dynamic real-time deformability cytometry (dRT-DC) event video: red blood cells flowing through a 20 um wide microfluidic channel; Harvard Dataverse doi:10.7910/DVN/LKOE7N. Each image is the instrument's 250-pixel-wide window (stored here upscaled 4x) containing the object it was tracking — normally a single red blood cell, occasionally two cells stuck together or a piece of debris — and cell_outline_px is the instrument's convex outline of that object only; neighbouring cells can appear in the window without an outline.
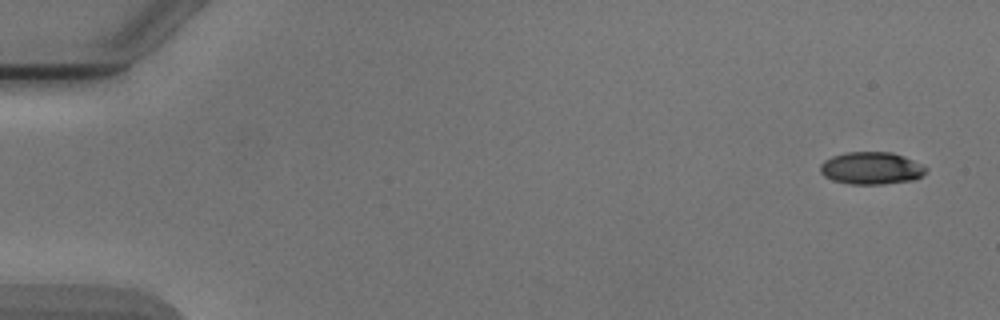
{"species": "Egyptian fruit bat (a non-hibernating species)", "species_latin": "Rousettus aegyptiacus", "temperature_condition": "cold", "stored_images_in_passage": 4, "camera_frame_rate_fps": 3000, "um_per_image_px": 0.085, "animal": {"sex": "male"}, "frame": {"image": 1, "passage_image": 1, "time_ms": 0.0, "image_size_px": [1000, 320], "cell_outline_px": [[928, 168], [916, 180], [884, 184], [852, 184], [832, 180], [824, 176], [820, 172], [820, 164], [824, 160], [832, 156], [844, 152], [892, 152], [904, 156], [924, 164]], "centroid_in_image_um": [74.07, 14.29], "position_along_channel_um": 10.9, "area_um2": 20.17}}
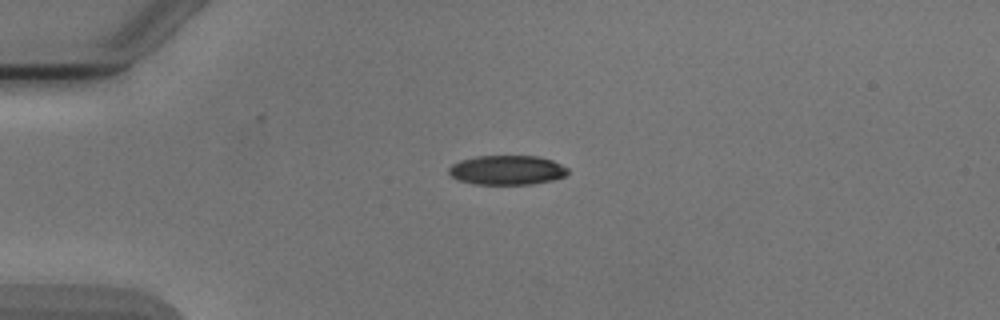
{"frame": {"image": 2, "passage_image": 4, "time_ms": 3.667, "image_size_px": [1000, 320], "cell_outline_px": [[568, 172], [564, 176], [552, 180], [532, 184], [472, 184], [460, 180], [452, 176], [448, 172], [448, 168], [452, 164], [460, 160], [476, 156], [536, 156], [552, 160], [568, 168]], "centroid_in_image_um": [43.08, 14.45], "position_along_channel_um": 41.9, "area_um2": 20.35}}